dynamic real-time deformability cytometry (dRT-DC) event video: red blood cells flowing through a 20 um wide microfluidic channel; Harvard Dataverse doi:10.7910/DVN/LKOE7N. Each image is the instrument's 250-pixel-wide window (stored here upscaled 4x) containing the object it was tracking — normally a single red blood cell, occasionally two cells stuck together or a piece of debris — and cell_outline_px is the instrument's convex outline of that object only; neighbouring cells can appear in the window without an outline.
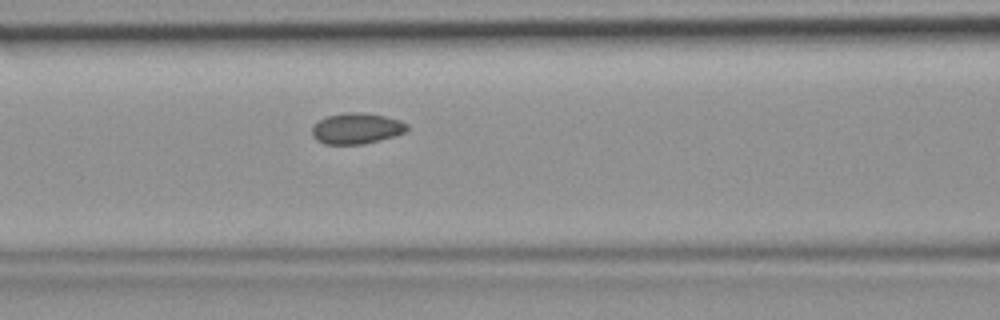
{"species": "common noctule bat (a hibernating species)", "species_latin": "Nyctalus noctula", "temperature_condition": "room temperature", "stored_images_in_passage": 28, "camera_frame_rate_fps": 3000, "um_per_image_px": 0.085, "animal": {"sex": "female", "body_mass_g": 19.9}, "frame": {"image": 1, "passage_image": 9, "time_ms": 2.667, "image_size_px": [1000, 320], "cell_outline_px": [[408, 128], [404, 132], [380, 140], [364, 144], [324, 144], [316, 140], [312, 136], [312, 128], [320, 120], [328, 116], [344, 112], [356, 112], [384, 116], [400, 120], [408, 124]], "centroid_in_image_um": [30.29, 10.92], "position_along_channel_um": 136.3, "area_um2": 16.94}}